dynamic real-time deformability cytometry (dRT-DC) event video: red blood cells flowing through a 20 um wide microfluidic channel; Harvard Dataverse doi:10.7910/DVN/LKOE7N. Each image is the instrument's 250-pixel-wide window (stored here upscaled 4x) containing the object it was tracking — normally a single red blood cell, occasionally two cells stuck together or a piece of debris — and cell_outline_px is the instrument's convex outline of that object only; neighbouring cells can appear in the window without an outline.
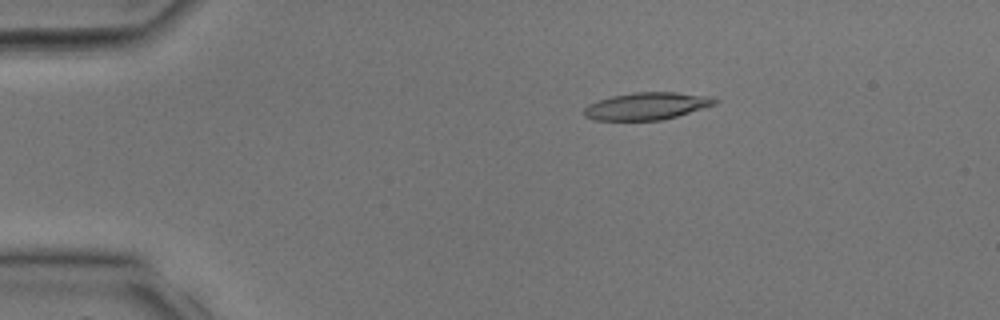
{"species": "common noctule bat (a hibernating species)", "species_latin": "Nyctalus noctula", "temperature_condition": "room temperature", "stored_images_in_passage": 13, "camera_frame_rate_fps": 3000, "um_per_image_px": 0.085, "animal": {"sex": "male", "body_mass_g": 17.9, "forearm_length_mm": 54.2}, "frame": {"image": 1, "passage_image": 6, "time_ms": 1.667, "image_size_px": [1000, 320], "cell_outline_px": [[720, 100], [716, 104], [664, 120], [596, 120], [584, 116], [584, 108], [588, 104], [612, 96], [632, 92], [676, 92], [712, 96]], "centroid_in_image_um": [55.01, 9.01], "position_along_channel_um": 30.0, "area_um2": 20.87}}